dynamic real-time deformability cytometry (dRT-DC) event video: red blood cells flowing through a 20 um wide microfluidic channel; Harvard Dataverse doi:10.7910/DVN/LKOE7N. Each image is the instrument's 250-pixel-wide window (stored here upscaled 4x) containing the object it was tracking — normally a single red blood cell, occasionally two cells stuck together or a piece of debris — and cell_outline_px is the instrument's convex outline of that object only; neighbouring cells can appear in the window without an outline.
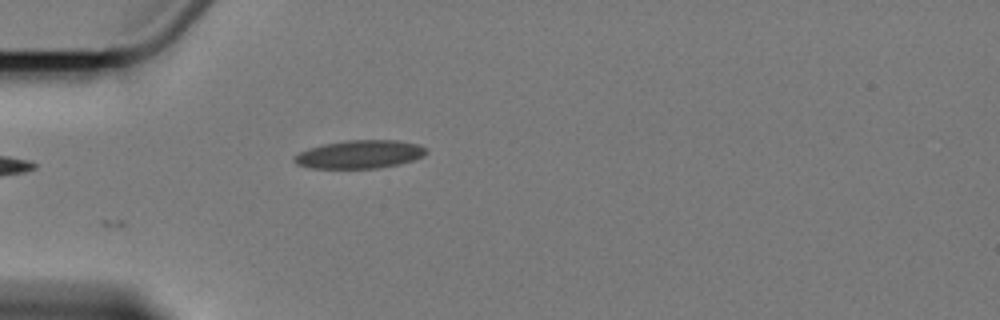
{"species": "Egyptian fruit bat (a non-hibernating species)", "species_latin": "Rousettus aegyptiacus", "temperature_condition": "cold", "stored_images_in_passage": 2, "camera_frame_rate_fps": 3000, "um_per_image_px": 0.085, "animal": {"sex": "female"}, "frame": {"image": 1, "passage_image": 2, "time_ms": 1.0, "image_size_px": [1000, 320], "cell_outline_px": [[428, 152], [424, 156], [412, 160], [396, 164], [376, 168], [312, 168], [296, 164], [292, 160], [300, 152], [324, 144], [348, 140], [396, 140], [420, 144], [428, 148]], "centroid_in_image_um": [30.62, 13.11], "position_along_channel_um": 54.4, "area_um2": 21.5}}